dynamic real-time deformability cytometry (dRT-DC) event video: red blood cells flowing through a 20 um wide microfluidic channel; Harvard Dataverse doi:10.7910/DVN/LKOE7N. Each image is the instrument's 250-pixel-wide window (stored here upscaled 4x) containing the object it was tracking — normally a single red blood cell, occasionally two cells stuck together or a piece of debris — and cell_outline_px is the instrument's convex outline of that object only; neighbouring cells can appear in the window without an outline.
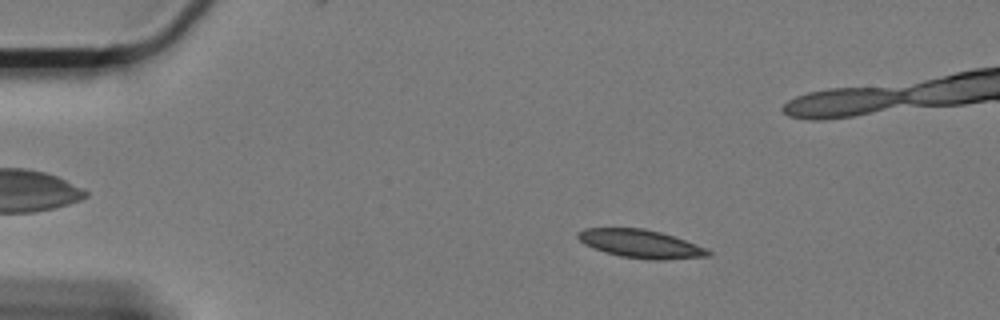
{"species": "Egyptian fruit bat (a non-hibernating species)", "species_latin": "Rousettus aegyptiacus", "temperature_condition": "cold", "stored_images_in_passage": 63, "camera_frame_rate_fps": 3000, "um_per_image_px": 0.085, "animal": {"sex": "female"}, "frame": {"image": 1, "passage_image": 12, "time_ms": 3.667, "image_size_px": [1000, 320], "cell_outline_px": [[712, 252], [708, 256], [656, 260], [652, 260], [620, 256], [604, 252], [580, 240], [576, 236], [576, 232], [584, 228], [644, 228], [660, 232], [684, 240], [704, 248]], "centroid_in_image_um": [54.41, 20.71], "position_along_channel_um": 30.6, "area_um2": 20.98}}
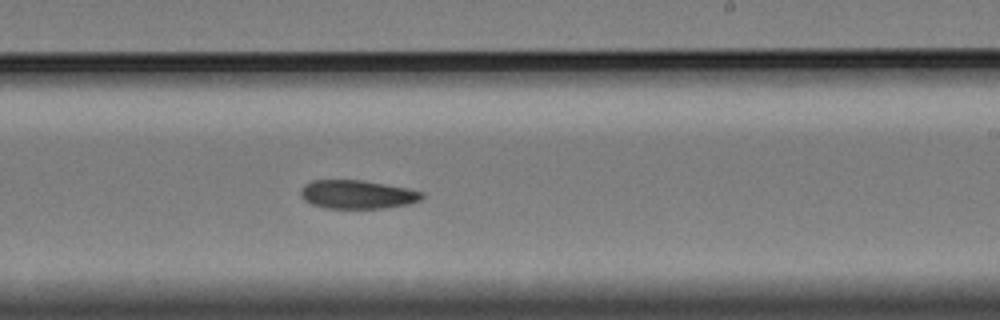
{"frame": {"image": 2, "passage_image": 38, "time_ms": 12.333, "image_size_px": [1000, 320], "cell_outline_px": [[424, 196], [420, 200], [408, 204], [384, 208], [324, 208], [312, 204], [304, 200], [300, 196], [300, 192], [304, 184], [312, 180], [360, 180], [408, 188], [424, 192]], "centroid_in_image_um": [30.36, 16.53], "position_along_channel_um": 258.6, "area_um2": 20.23}}
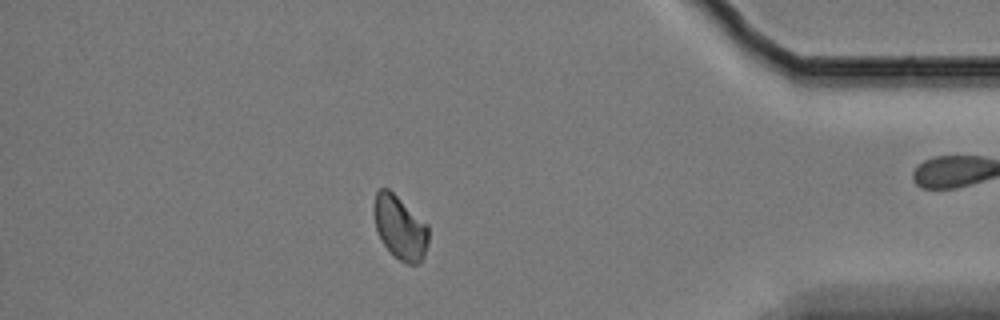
{"frame": {"image": 3, "passage_image": 54, "time_ms": 17.667, "image_size_px": [1000, 320], "cell_outline_px": [[428, 244], [424, 256], [416, 264], [408, 264], [400, 260], [384, 244], [376, 228], [372, 212], [372, 208], [376, 192], [380, 188], [388, 188], [428, 224]], "centroid_in_image_um": [33.99, 19.3], "position_along_channel_um": 401.2, "area_um2": 20.11}}